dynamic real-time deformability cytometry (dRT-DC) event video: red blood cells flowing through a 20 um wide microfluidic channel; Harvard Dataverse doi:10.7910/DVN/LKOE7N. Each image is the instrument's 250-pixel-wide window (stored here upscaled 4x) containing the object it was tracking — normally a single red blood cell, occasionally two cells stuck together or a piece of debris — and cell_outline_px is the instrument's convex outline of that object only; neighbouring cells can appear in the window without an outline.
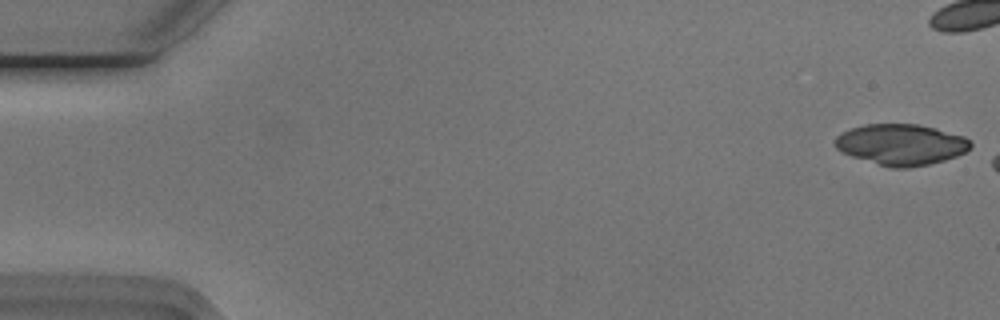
{"species": "Egyptian fruit bat (a non-hibernating species)", "species_latin": "Rousettus aegyptiacus", "temperature_condition": "cold", "stored_images_in_passage": 8, "camera_frame_rate_fps": 3000, "um_per_image_px": 0.085, "animal": {"sex": "male"}, "frame": {"image": 1, "passage_image": 1, "time_ms": 0.0, "image_size_px": [1000, 320], "cell_outline_px": [[972, 148], [956, 156], [944, 160], [928, 164], [908, 168], [892, 168], [852, 156], [840, 152], [836, 148], [836, 136], [852, 128], [864, 124], [920, 124], [936, 128], [964, 136], [972, 140]], "centroid_in_image_um": [76.63, 12.28], "position_along_channel_um": 8.4, "area_um2": 32.31}}